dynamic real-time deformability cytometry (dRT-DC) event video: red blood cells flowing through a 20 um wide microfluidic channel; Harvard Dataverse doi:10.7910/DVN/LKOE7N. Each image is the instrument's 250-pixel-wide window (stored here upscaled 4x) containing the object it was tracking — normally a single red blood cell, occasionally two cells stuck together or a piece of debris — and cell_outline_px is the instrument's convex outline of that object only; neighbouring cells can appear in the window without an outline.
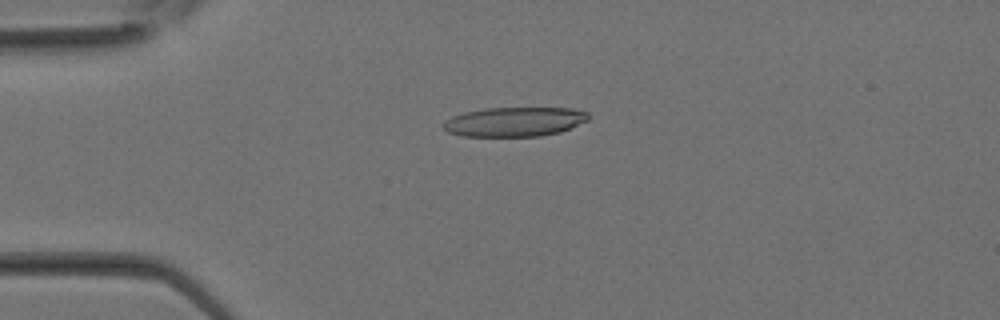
{"species": "Egyptian fruit bat (a non-hibernating species)", "species_latin": "Rousettus aegyptiacus", "temperature_condition": "room temperature", "stored_images_in_passage": 33, "camera_frame_rate_fps": 3000, "um_per_image_px": 0.085, "animal": {"sex": "female"}, "frame": {"image": 1, "passage_image": 8, "time_ms": 2.333, "image_size_px": [1000, 320], "cell_outline_px": [[588, 120], [560, 132], [540, 136], [460, 136], [448, 132], [444, 128], [444, 120], [452, 116], [464, 112], [484, 108], [572, 108], [588, 112]], "centroid_in_image_um": [43.71, 10.34], "position_along_channel_um": 41.3, "area_um2": 24.85}}
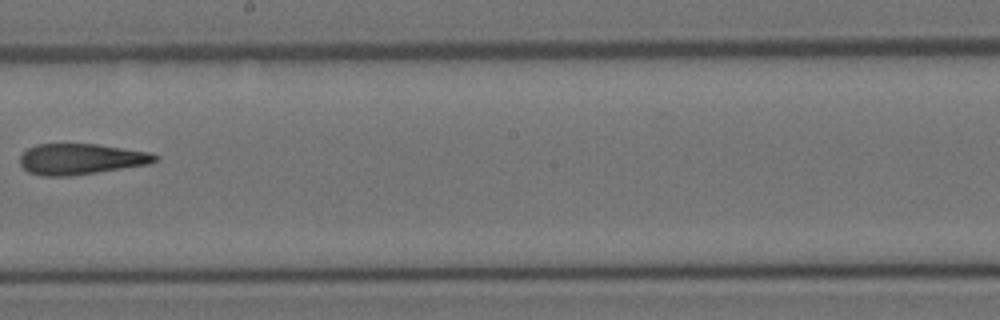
{"frame": {"image": 2, "passage_image": 19, "time_ms": 6.0, "image_size_px": [1000, 320], "cell_outline_px": [[160, 156], [156, 160], [148, 164], [96, 172], [68, 176], [40, 176], [28, 172], [20, 164], [20, 156], [28, 148], [36, 144], [100, 144], [148, 152]], "centroid_in_image_um": [6.84, 13.51], "position_along_channel_um": 241.4, "area_um2": 24.16}}
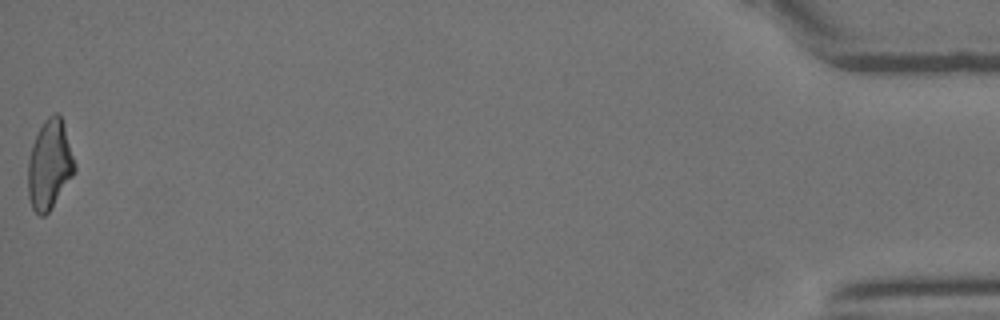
{"frame": {"image": 3, "passage_image": 33, "time_ms": 10.667, "image_size_px": [1000, 320], "cell_outline_px": [[76, 168], [72, 176], [48, 212], [44, 216], [40, 216], [32, 208], [28, 196], [28, 160], [32, 144], [44, 120], [48, 116], [56, 112], [60, 116], [64, 124], [76, 164]], "centroid_in_image_um": [4.21, 13.98], "position_along_channel_um": 431.0, "area_um2": 24.04}}